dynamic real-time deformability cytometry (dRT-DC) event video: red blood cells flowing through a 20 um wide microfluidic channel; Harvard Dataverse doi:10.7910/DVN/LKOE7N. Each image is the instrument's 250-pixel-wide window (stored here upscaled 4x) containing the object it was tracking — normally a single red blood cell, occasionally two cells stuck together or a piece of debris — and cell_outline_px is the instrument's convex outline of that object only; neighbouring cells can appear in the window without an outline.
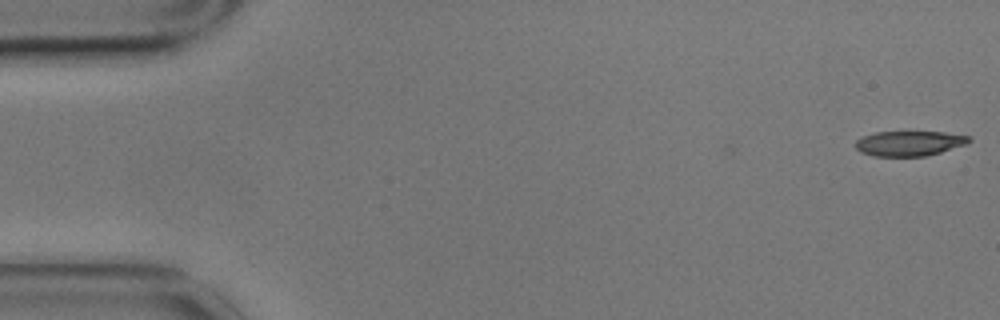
{"species": "common noctule bat (a hibernating species)", "species_latin": "Nyctalus noctula", "temperature_condition": "cold", "stored_images_in_passage": 41, "camera_frame_rate_fps": 3000, "um_per_image_px": 0.085, "animal": {"sex": "male", "body_mass_g": 17.9}, "frame": {"image": 1, "passage_image": 1, "time_ms": 0.0, "image_size_px": [1000, 320], "cell_outline_px": [[972, 140], [968, 144], [940, 152], [924, 156], [872, 156], [860, 152], [856, 148], [856, 140], [864, 136], [876, 132], [944, 132], [972, 136]], "centroid_in_image_um": [77.33, 12.18], "position_along_channel_um": 7.7, "area_um2": 16.59}}
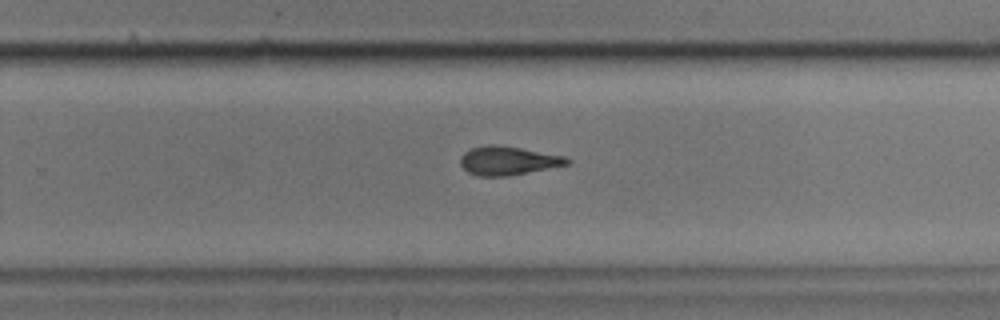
{"frame": {"image": 2, "passage_image": 36, "time_ms": 11.667, "image_size_px": [1000, 320], "cell_outline_px": [[572, 160], [568, 164], [508, 176], [480, 176], [468, 172], [460, 164], [460, 156], [464, 152], [472, 148], [488, 144], [496, 144], [520, 148], [564, 156]], "centroid_in_image_um": [43.15, 13.65], "position_along_channel_um": 286.7, "area_um2": 17.69}}
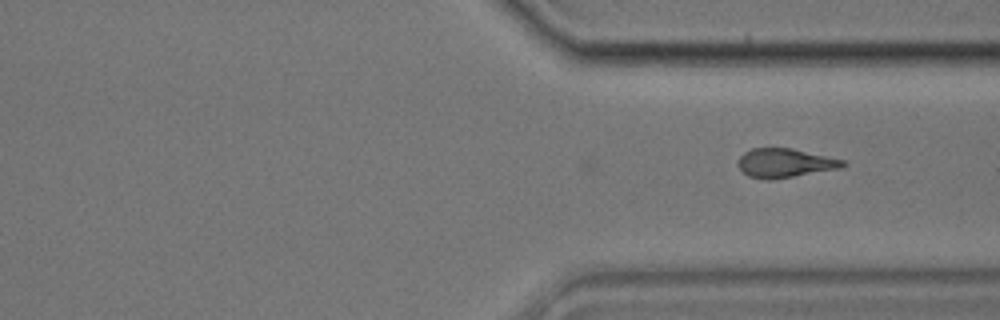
{"frame": {"image": 3, "passage_image": 41, "time_ms": 13.333, "image_size_px": [1000, 320], "cell_outline_px": [[848, 164], [844, 168], [772, 180], [768, 180], [748, 176], [736, 164], [740, 156], [744, 152], [752, 148], [792, 148], [844, 160]], "centroid_in_image_um": [66.74, 13.86], "position_along_channel_um": 344.7, "area_um2": 17.92}}